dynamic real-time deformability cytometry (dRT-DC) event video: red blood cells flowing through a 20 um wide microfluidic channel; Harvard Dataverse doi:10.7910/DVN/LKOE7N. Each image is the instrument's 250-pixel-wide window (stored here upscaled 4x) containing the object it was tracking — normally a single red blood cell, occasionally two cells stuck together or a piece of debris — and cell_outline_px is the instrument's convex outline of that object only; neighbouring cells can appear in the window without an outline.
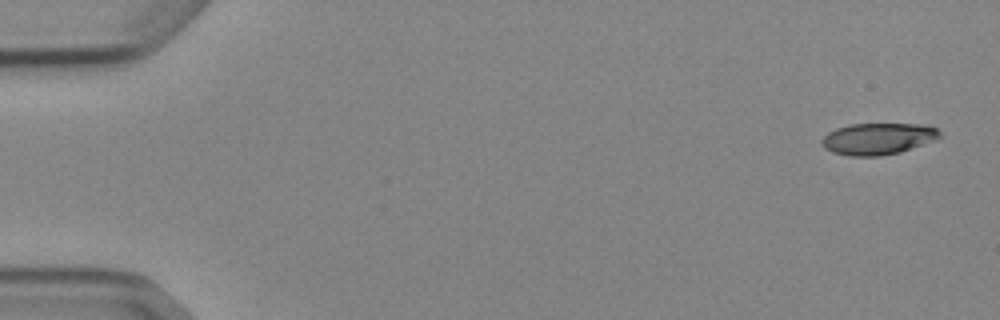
{"species": "Egyptian fruit bat (a non-hibernating species)", "species_latin": "Rousettus aegyptiacus", "temperature_condition": "cold", "stored_images_in_passage": 5, "camera_frame_rate_fps": 3000, "um_per_image_px": 0.085, "animal": {"sex": "female"}, "frame": {"image": 1, "passage_image": 1, "time_ms": 0.0, "image_size_px": [1000, 320], "cell_outline_px": [[940, 136], [936, 140], [900, 152], [880, 156], [848, 156], [832, 152], [824, 148], [820, 144], [820, 140], [828, 132], [836, 128], [848, 124], [924, 124], [936, 128], [940, 132]], "centroid_in_image_um": [74.59, 11.79], "position_along_channel_um": 10.4, "area_um2": 21.91}}
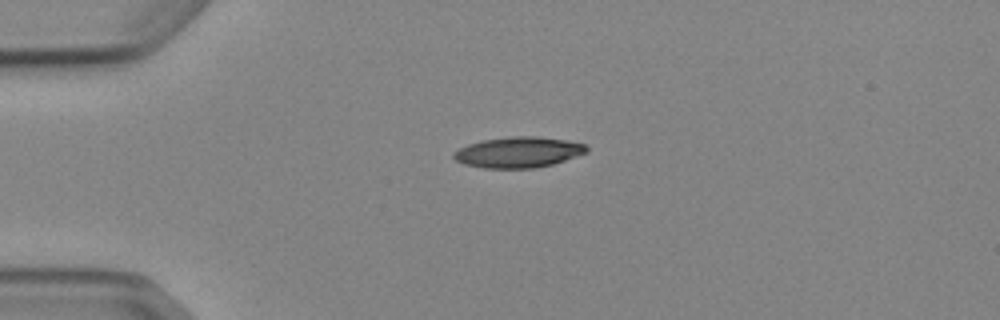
{"frame": {"image": 2, "passage_image": 4, "time_ms": 3.667, "image_size_px": [1000, 320], "cell_outline_px": [[588, 152], [552, 164], [536, 168], [484, 168], [464, 164], [456, 160], [452, 156], [452, 152], [468, 144], [484, 140], [512, 136], [536, 136], [568, 140], [584, 144], [588, 148]], "centroid_in_image_um": [44.05, 12.94], "position_along_channel_um": 40.9, "area_um2": 23.76}}